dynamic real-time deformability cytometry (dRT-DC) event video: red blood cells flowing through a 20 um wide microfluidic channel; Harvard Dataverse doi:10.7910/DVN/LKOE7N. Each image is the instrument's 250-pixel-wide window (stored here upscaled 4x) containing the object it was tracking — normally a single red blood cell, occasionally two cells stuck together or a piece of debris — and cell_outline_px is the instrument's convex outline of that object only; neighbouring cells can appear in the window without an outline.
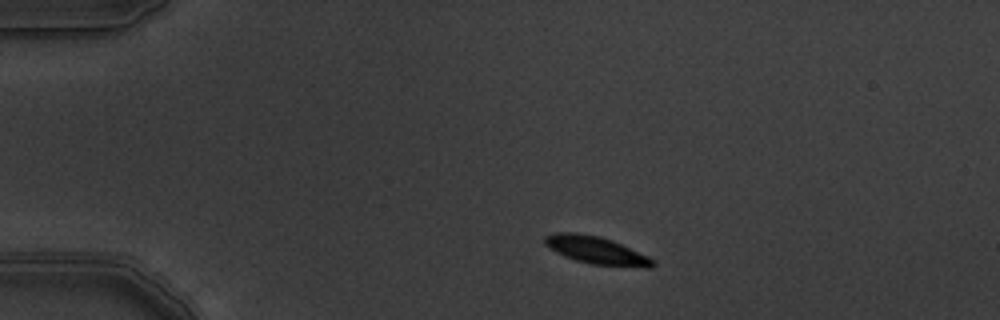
{"species": "common noctule bat (a hibernating species)", "species_latin": "Nyctalus noctula", "temperature_condition": "warm", "stored_images_in_passage": 3, "camera_frame_rate_fps": 3000, "um_per_image_px": 0.085, "animal": {"sex": "male", "body_mass_g": 19.5, "forearm_length_mm": 54.6}, "frame": {"image": 1, "passage_image": 1, "time_ms": 0.0, "image_size_px": [1000, 320], "cell_outline_px": [[656, 264], [652, 268], [644, 268], [592, 264], [576, 260], [564, 256], [548, 248], [544, 244], [544, 236], [556, 232], [576, 232], [600, 236], [612, 240], [648, 256], [656, 260]], "centroid_in_image_um": [50.7, 21.27], "position_along_channel_um": 34.3, "area_um2": 17.57}}